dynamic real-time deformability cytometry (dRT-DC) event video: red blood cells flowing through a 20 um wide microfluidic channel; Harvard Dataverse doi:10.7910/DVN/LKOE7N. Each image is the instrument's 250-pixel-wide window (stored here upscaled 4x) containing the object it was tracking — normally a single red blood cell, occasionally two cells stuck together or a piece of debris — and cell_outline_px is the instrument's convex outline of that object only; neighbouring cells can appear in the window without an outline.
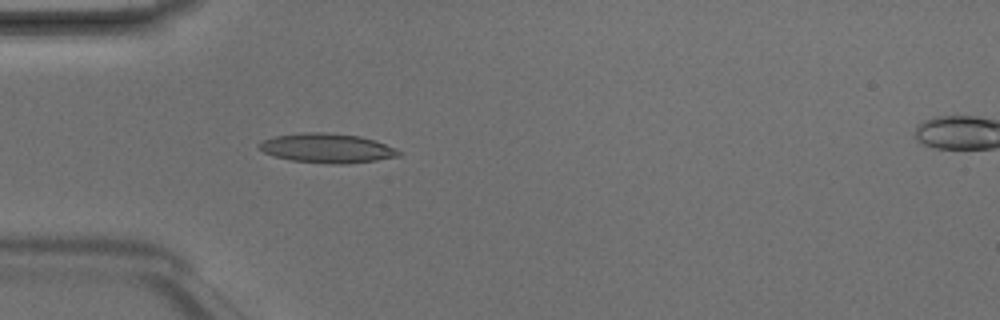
{"species": "Egyptian fruit bat (a non-hibernating species)", "species_latin": "Rousettus aegyptiacus", "temperature_condition": "room temperature", "stored_images_in_passage": 5, "camera_frame_rate_fps": 3000, "um_per_image_px": 0.085, "animal": {"sex": "male"}, "frame": {"image": 1, "passage_image": 4, "time_ms": 1.0, "image_size_px": [1000, 320], "cell_outline_px": [[400, 156], [376, 160], [344, 164], [340, 164], [292, 160], [276, 156], [264, 152], [260, 148], [260, 144], [264, 140], [276, 136], [304, 132], [324, 132], [360, 136], [376, 140], [396, 148], [400, 152]], "centroid_in_image_um": [27.86, 12.58], "position_along_channel_um": 57.1, "area_um2": 23.52}}